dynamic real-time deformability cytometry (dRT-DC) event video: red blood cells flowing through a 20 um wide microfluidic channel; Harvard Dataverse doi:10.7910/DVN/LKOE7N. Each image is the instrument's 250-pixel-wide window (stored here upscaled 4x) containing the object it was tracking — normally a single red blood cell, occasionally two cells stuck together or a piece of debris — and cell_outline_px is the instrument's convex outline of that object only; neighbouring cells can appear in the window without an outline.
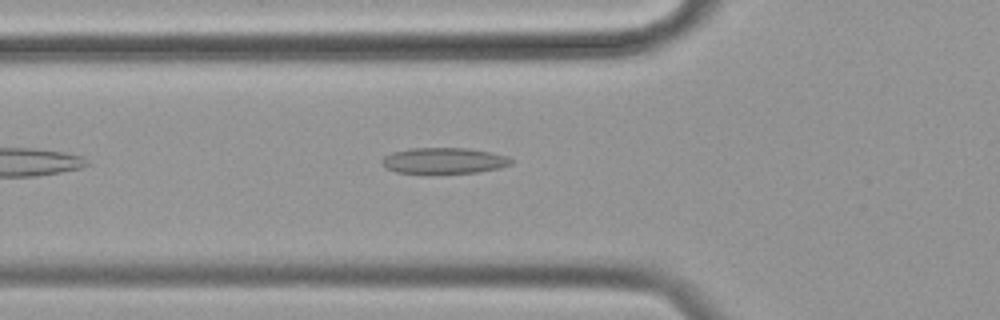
{"species": "common noctule bat (a hibernating species)", "species_latin": "Nyctalus noctula", "temperature_condition": "cold", "stored_images_in_passage": 40, "camera_frame_rate_fps": 3000, "um_per_image_px": 0.085, "animal": {"sex": "female", "body_mass_g": 19.9}, "frame": {"image": 1, "passage_image": 2, "time_ms": 0.333, "image_size_px": [1000, 320], "cell_outline_px": [[512, 164], [500, 168], [476, 172], [428, 176], [396, 172], [380, 164], [380, 160], [384, 156], [392, 152], [408, 148], [468, 148], [492, 152], [508, 156], [512, 160]], "centroid_in_image_um": [37.69, 13.69], "position_along_channel_um": 88.1, "area_um2": 20.52}}
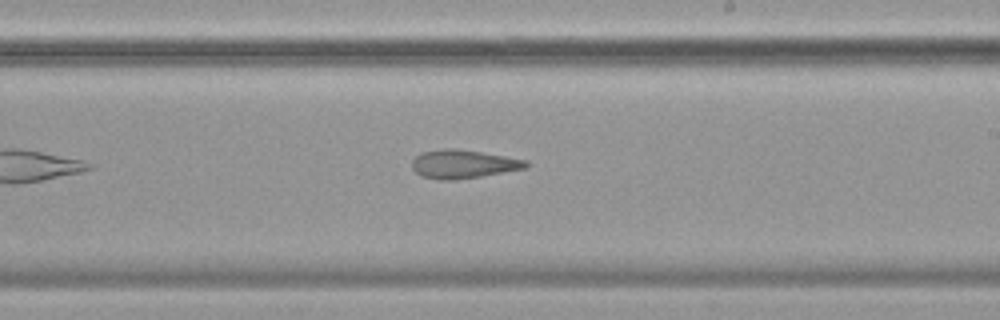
{"frame": {"image": 2, "passage_image": 16, "time_ms": 5.0, "image_size_px": [1000, 320], "cell_outline_px": [[528, 168], [480, 176], [452, 180], [440, 180], [420, 176], [412, 168], [412, 160], [420, 152], [444, 148], [456, 148], [528, 160]], "centroid_in_image_um": [39.35, 13.94], "position_along_channel_um": 249.7, "area_um2": 18.96}}
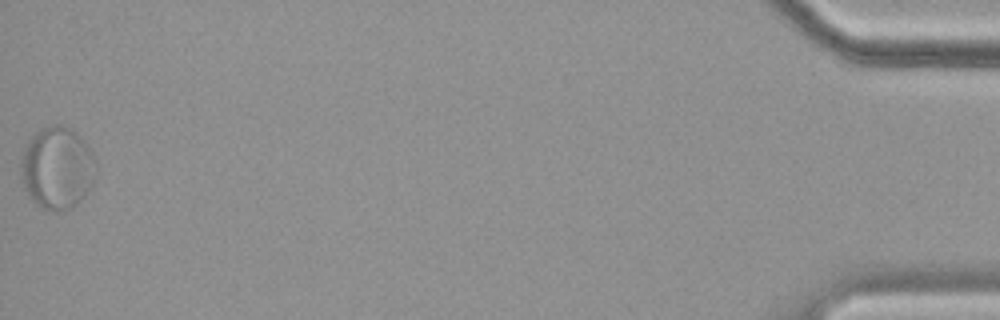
{"frame": {"image": 3, "passage_image": 40, "time_ms": 13.0, "image_size_px": [1000, 320], "cell_outline_px": [[96, 176], [92, 184], [80, 200], [72, 208], [60, 212], [56, 212], [44, 208], [36, 204], [32, 200], [24, 184], [20, 164], [20, 160], [24, 148], [28, 140], [36, 132], [44, 128], [56, 124], [60, 124], [72, 128], [80, 136], [92, 152], [96, 160]], "centroid_in_image_um": [4.88, 14.27], "position_along_channel_um": 430.3, "area_um2": 36.01}}